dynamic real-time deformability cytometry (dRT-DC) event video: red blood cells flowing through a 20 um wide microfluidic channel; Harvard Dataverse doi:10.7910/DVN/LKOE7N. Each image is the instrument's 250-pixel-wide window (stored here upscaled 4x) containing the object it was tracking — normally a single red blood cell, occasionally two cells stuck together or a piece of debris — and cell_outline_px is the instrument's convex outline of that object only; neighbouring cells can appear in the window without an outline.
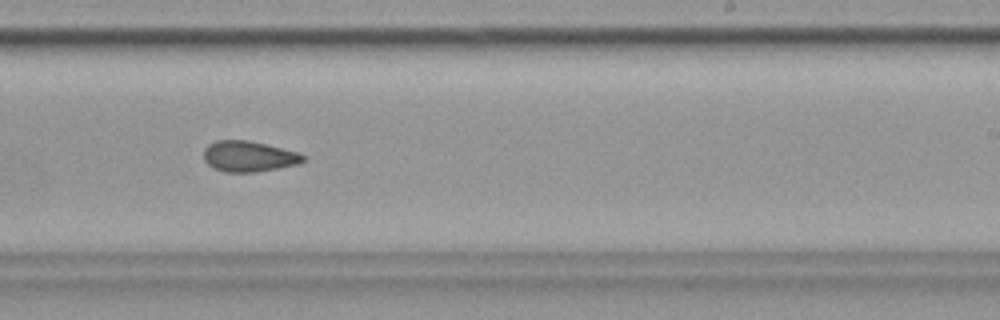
{"species": "common noctule bat (a hibernating species)", "species_latin": "Nyctalus noctula", "temperature_condition": "cold", "stored_images_in_passage": 51, "camera_frame_rate_fps": 3000, "um_per_image_px": 0.085, "animal": {"sex": "female", "body_mass_g": 19.9}, "frame": {"image": 1, "passage_image": 30, "time_ms": 9.667, "image_size_px": [1000, 320], "cell_outline_px": [[304, 160], [300, 164], [256, 172], [224, 172], [212, 168], [204, 160], [204, 148], [208, 144], [216, 140], [248, 140], [300, 152], [304, 156]], "centroid_in_image_um": [21.13, 13.29], "position_along_channel_um": 267.9, "area_um2": 17.98}, "authors_computed_cell_mechanics": {"area_um2": 18.2648, "velocity_mm_per_s": 3.5423, "shape_relaxation_time_tau1_ms": null, "shape_relaxation_time_tau2_ms": 3.6238, "deformation_change_tau1": null, "deformation_change_tau2": 0.0995}}